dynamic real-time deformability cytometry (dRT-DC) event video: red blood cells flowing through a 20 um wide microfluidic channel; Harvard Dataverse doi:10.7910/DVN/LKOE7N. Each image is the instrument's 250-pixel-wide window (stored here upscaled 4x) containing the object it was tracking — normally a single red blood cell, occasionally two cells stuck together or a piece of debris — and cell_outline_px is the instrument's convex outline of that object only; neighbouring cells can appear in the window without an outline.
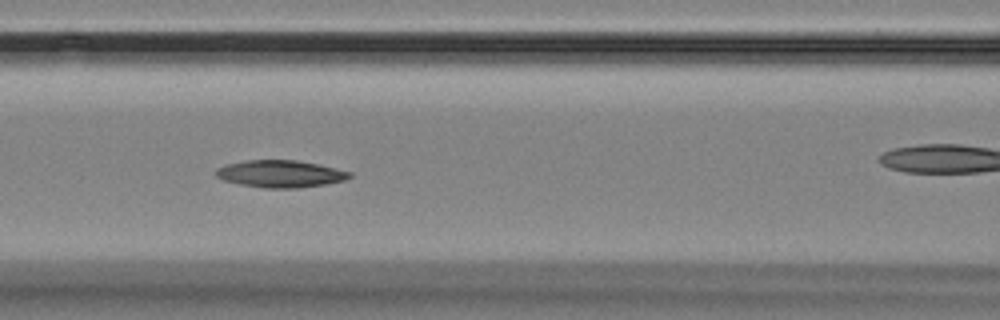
{"species": "Egyptian fruit bat (a non-hibernating species)", "species_latin": "Rousettus aegyptiacus", "temperature_condition": "room temperature", "stored_images_in_passage": 17, "camera_frame_rate_fps": 3000, "um_per_image_px": 0.085, "animal": {"sex": "female"}, "frame": {"image": 1, "passage_image": 7, "time_ms": 7.0, "image_size_px": [1000, 320], "cell_outline_px": [[352, 176], [344, 180], [324, 184], [300, 188], [264, 188], [240, 184], [224, 180], [216, 176], [212, 172], [216, 168], [224, 164], [244, 160], [296, 160], [336, 168], [352, 172]], "centroid_in_image_um": [23.78, 14.77], "position_along_channel_um": 142.8, "area_um2": 21.27}}
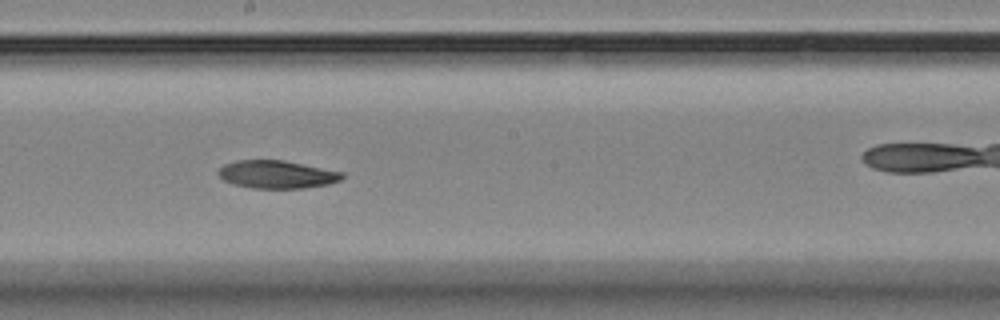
{"frame": {"image": 2, "passage_image": 9, "time_ms": 9.333, "image_size_px": [1000, 320], "cell_outline_px": [[344, 176], [340, 180], [328, 184], [304, 188], [252, 188], [232, 184], [224, 180], [216, 172], [224, 164], [236, 160], [284, 160], [344, 172]], "centroid_in_image_um": [23.52, 14.82], "position_along_channel_um": 224.7, "area_um2": 20.17}}
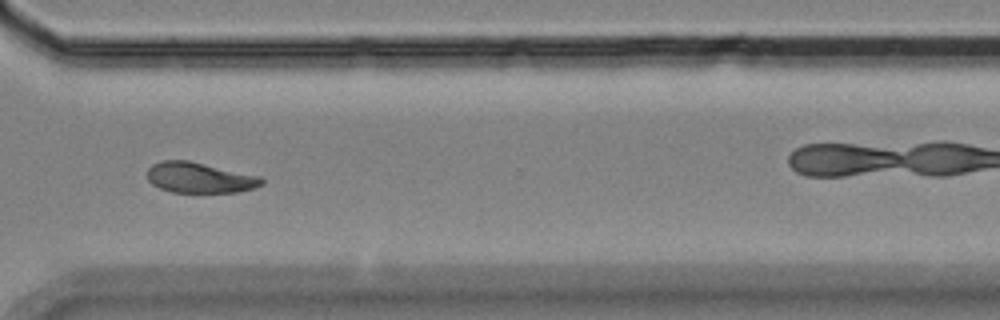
{"frame": {"image": 3, "passage_image": 12, "time_ms": 13.0, "image_size_px": [1000, 320], "cell_outline_px": [[264, 184], [256, 188], [236, 192], [172, 192], [160, 188], [152, 184], [148, 180], [148, 168], [152, 164], [160, 160], [188, 160], [260, 176], [264, 180]], "centroid_in_image_um": [16.97, 15.1], "position_along_channel_um": 353.6, "area_um2": 20.4}, "authors_computed_cell_mechanics": {"area_um2": 21.2704, "velocity_mm_per_s": 3.5248, "shape_relaxation_time_tau1_ms": 7.9365, "shape_relaxation_time_tau2_ms": null, "deformation_change_tau1": 0.1462, "deformation_change_tau2": null}}